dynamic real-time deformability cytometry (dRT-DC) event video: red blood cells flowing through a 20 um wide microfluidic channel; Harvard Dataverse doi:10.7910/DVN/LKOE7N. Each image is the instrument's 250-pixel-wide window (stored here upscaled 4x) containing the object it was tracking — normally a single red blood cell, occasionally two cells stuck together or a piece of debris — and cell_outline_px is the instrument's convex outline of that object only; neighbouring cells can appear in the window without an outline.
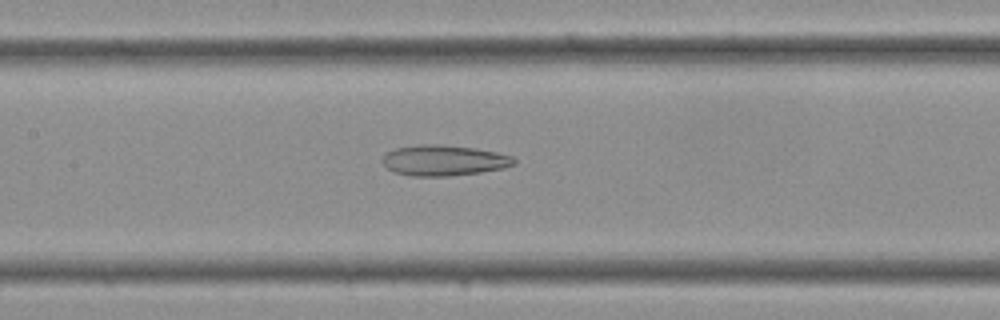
{"species": "Egyptian fruit bat (a non-hibernating species)", "species_latin": "Rousettus aegyptiacus", "temperature_condition": "cold", "stored_images_in_passage": 28, "camera_frame_rate_fps": 3000, "um_per_image_px": 0.085, "frame": {"image": 1, "passage_image": 9, "time_ms": 2.667, "image_size_px": [1000, 320], "cell_outline_px": [[516, 164], [504, 168], [480, 172], [448, 176], [412, 176], [396, 172], [388, 168], [384, 164], [384, 156], [388, 152], [396, 148], [420, 144], [436, 144], [472, 148], [496, 152], [512, 156], [516, 160]], "centroid_in_image_um": [37.76, 13.63], "position_along_channel_um": 169.6, "area_um2": 23.18}}
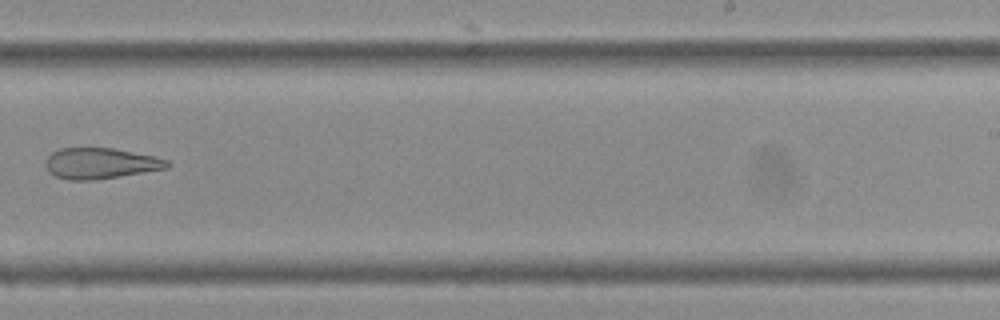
{"frame": {"image": 2, "passage_image": 15, "time_ms": 4.667, "image_size_px": [1000, 320], "cell_outline_px": [[172, 164], [168, 168], [96, 180], [68, 180], [56, 176], [48, 172], [44, 164], [44, 160], [52, 152], [60, 148], [112, 148], [156, 156], [168, 160]], "centroid_in_image_um": [8.53, 13.88], "position_along_channel_um": 280.5, "area_um2": 22.08}}
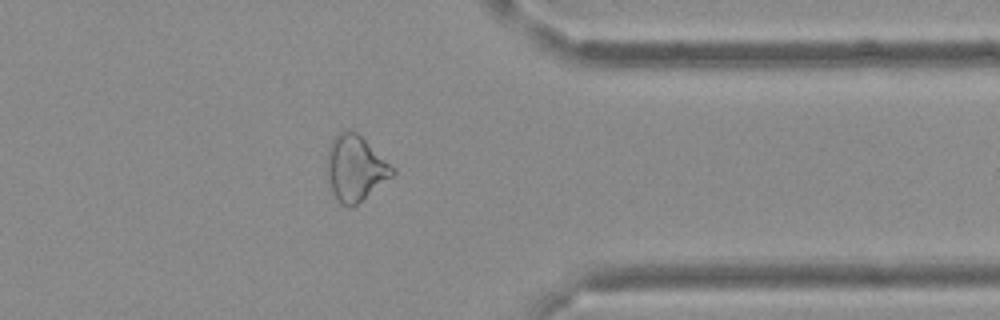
{"frame": {"image": 3, "passage_image": 21, "time_ms": 6.667, "image_size_px": [1000, 320], "cell_outline_px": [[396, 172], [392, 176], [352, 208], [348, 208], [340, 204], [332, 192], [328, 176], [328, 148], [336, 132], [348, 128], [356, 132], [396, 168]], "centroid_in_image_um": [30.21, 14.28], "position_along_channel_um": 381.2, "area_um2": 24.97}}